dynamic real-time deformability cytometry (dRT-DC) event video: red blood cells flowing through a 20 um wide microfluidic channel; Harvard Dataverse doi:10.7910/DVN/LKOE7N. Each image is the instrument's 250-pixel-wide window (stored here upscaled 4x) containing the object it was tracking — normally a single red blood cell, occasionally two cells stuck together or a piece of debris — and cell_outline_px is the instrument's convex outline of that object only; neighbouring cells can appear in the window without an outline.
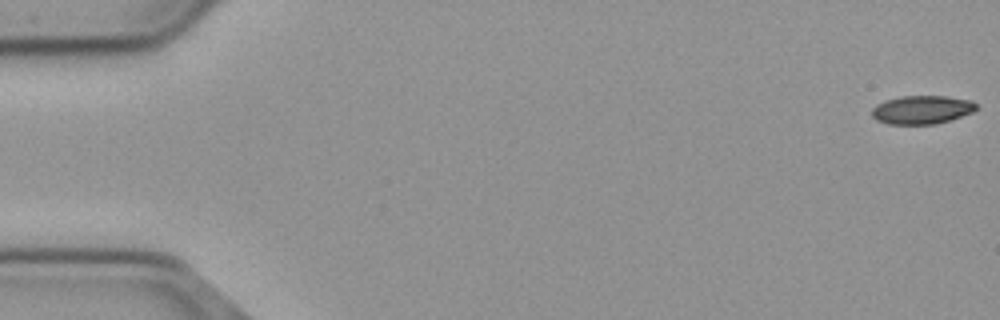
{"species": "common noctule bat (a hibernating species)", "species_latin": "Nyctalus noctula", "temperature_condition": "cold", "stored_images_in_passage": 56, "camera_frame_rate_fps": 3000, "um_per_image_px": 0.085, "animal": {"sex": "male", "body_mass_g": 23.1, "forearm_length_mm": 52.7}, "frame": {"image": 1, "passage_image": 1, "time_ms": 0.0, "image_size_px": [1000, 320], "cell_outline_px": [[976, 108], [972, 112], [936, 124], [888, 124], [876, 120], [872, 116], [872, 108], [876, 104], [888, 100], [904, 96], [944, 96], [972, 100], [976, 104]], "centroid_in_image_um": [78.34, 9.33], "position_along_channel_um": 6.7, "area_um2": 17.11}}
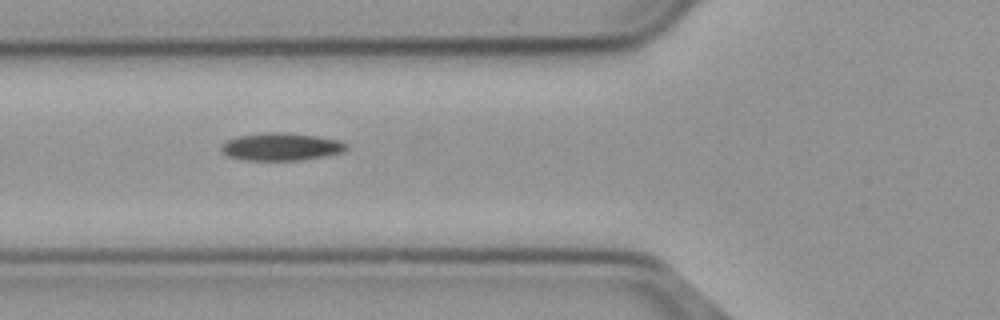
{"frame": {"image": 2, "passage_image": 21, "time_ms": 6.667, "image_size_px": [1000, 320], "cell_outline_px": [[348, 148], [344, 152], [324, 156], [300, 160], [244, 160], [228, 156], [220, 148], [228, 140], [236, 136], [268, 132], [284, 132], [316, 136], [340, 140], [348, 144]], "centroid_in_image_um": [23.94, 12.47], "position_along_channel_um": 101.9, "area_um2": 20.11}}
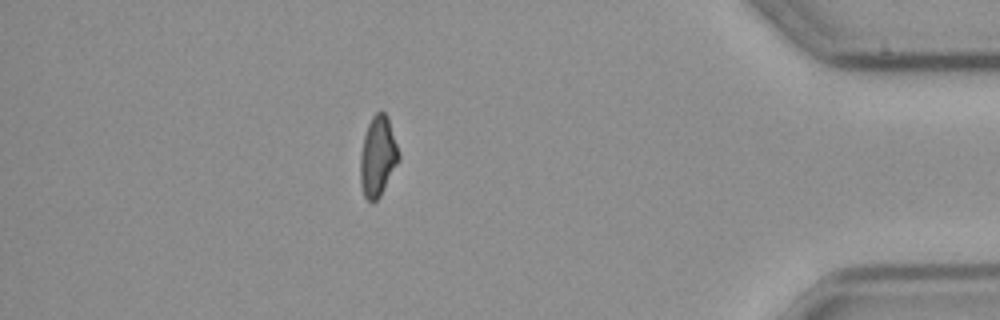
{"frame": {"image": 3, "passage_image": 49, "time_ms": 16.0, "image_size_px": [1000, 320], "cell_outline_px": [[400, 160], [380, 196], [372, 204], [364, 196], [360, 184], [360, 156], [364, 136], [368, 124], [372, 116], [376, 112], [384, 112], [388, 116], [400, 156]], "centroid_in_image_um": [32.11, 13.31], "position_along_channel_um": 403.1, "area_um2": 18.03}}